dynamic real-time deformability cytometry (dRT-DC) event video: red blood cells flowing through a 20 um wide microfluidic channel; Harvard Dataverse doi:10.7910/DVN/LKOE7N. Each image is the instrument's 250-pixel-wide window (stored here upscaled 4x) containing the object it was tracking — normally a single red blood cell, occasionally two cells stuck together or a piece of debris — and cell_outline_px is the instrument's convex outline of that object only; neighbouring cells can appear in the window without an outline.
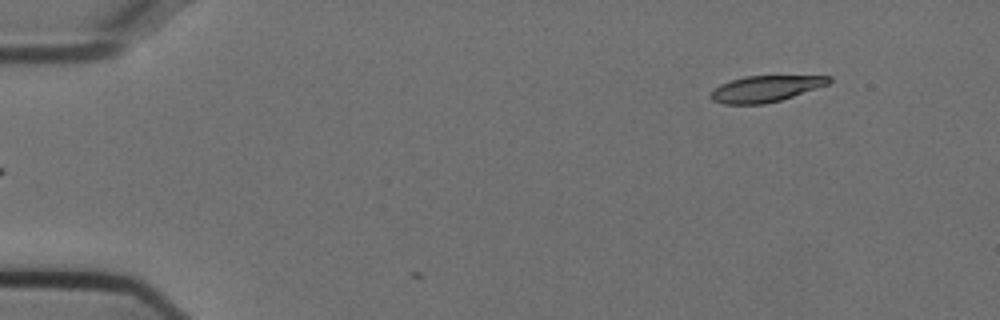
{"species": "Egyptian fruit bat (a non-hibernating species)", "species_latin": "Rousettus aegyptiacus", "temperature_condition": "cold", "stored_images_in_passage": 3, "camera_frame_rate_fps": 3000, "um_per_image_px": 0.085, "animal": {"sex": "female"}, "frame": {"image": 1, "passage_image": 1, "time_ms": 0.0, "image_size_px": [1000, 320], "cell_outline_px": [[832, 80], [828, 84], [780, 100], [764, 104], [720, 104], [712, 100], [708, 96], [712, 88], [720, 84], [744, 76], [832, 76]], "centroid_in_image_um": [64.99, 7.55], "position_along_channel_um": 20.0, "area_um2": 18.03}}